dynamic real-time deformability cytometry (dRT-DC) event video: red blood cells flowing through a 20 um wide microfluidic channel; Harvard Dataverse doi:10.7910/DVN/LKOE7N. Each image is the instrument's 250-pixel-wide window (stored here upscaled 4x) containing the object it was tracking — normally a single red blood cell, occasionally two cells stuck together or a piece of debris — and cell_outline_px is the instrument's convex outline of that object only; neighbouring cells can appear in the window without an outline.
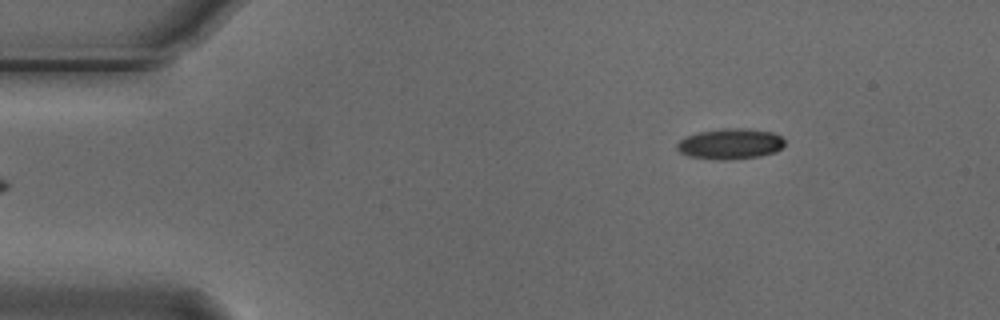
{"species": "Egyptian fruit bat (a non-hibernating species)", "species_latin": "Rousettus aegyptiacus", "temperature_condition": "cold", "stored_images_in_passage": 4, "segment_of_instrument_passage": [2, 2], "camera_frame_rate_fps": 3000, "um_per_image_px": 0.085, "animal": {"sex": "male"}, "frame": {"image": 1, "passage_image": 4, "time_ms": 1.0, "image_size_px": [1000, 320], "cell_outline_px": [[784, 144], [776, 152], [760, 156], [728, 160], [712, 160], [688, 156], [680, 152], [676, 148], [676, 144], [684, 136], [700, 132], [724, 128], [744, 128], [772, 132], [780, 136], [784, 140]], "centroid_in_image_um": [62.04, 12.24], "position_along_channel_um": 23.0, "area_um2": 19.36}}